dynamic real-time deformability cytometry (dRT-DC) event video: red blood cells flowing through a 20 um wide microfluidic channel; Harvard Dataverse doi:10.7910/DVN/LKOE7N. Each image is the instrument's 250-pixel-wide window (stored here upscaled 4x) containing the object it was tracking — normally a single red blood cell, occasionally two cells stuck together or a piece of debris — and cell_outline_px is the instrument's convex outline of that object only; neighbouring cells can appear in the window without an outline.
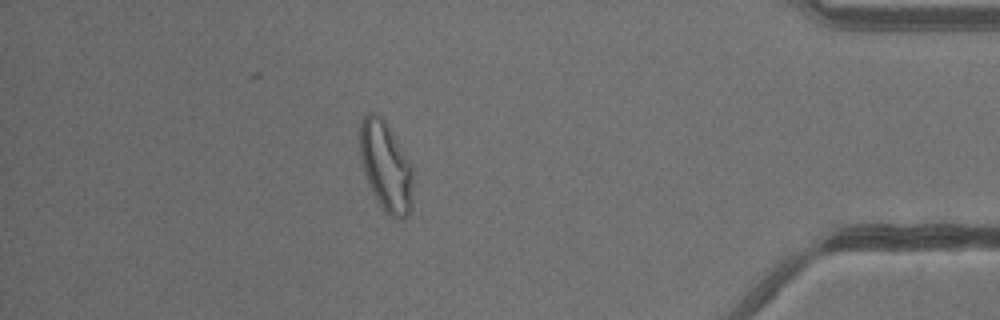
{"species": "common noctule bat (a hibernating species)", "species_latin": "Nyctalus noctula", "temperature_condition": "warm", "stored_images_in_passage": 42, "camera_frame_rate_fps": 3000, "um_per_image_px": 0.085, "animal": {"sex": "male", "body_mass_g": 13.3}, "frame": {"image": 1, "passage_image": 36, "time_ms": 11.667, "image_size_px": [1000, 320], "cell_outline_px": [[412, 204], [408, 216], [400, 220], [396, 220], [388, 216], [376, 200], [368, 184], [364, 172], [360, 156], [360, 124], [364, 116], [368, 112], [376, 112], [388, 124], [412, 164]], "centroid_in_image_um": [32.81, 14.17], "position_along_channel_um": 402.4, "area_um2": 28.21}}